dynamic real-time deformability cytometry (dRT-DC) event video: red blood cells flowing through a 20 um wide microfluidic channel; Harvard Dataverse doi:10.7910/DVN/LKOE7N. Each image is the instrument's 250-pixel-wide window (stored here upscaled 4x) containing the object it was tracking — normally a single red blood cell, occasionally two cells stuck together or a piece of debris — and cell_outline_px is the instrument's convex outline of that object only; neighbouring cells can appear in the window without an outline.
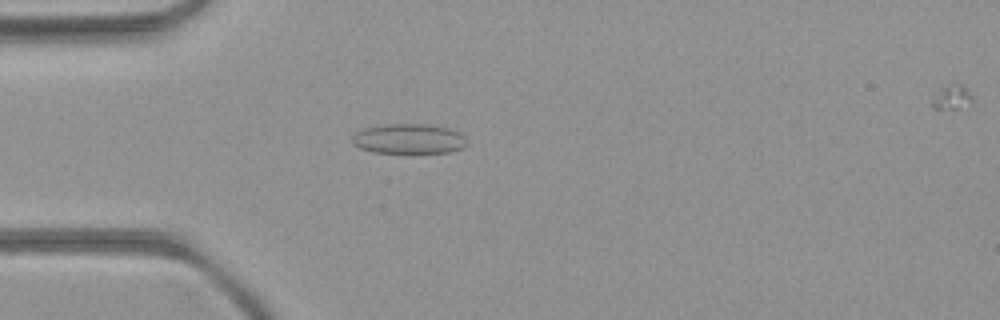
{"species": "common noctule bat (a hibernating species)", "species_latin": "Nyctalus noctula", "temperature_condition": "room temperature", "stored_images_in_passage": 52, "camera_frame_rate_fps": 3000, "um_per_image_px": 0.085, "animal": {"sex": "female", "body_mass_g": 21.9}, "frame": {"image": 1, "passage_image": 14, "time_ms": 4.333, "image_size_px": [1000, 320], "cell_outline_px": [[468, 144], [464, 148], [448, 152], [372, 152], [360, 148], [352, 144], [352, 136], [356, 132], [364, 128], [388, 124], [424, 124], [448, 128], [460, 132], [468, 140]], "centroid_in_image_um": [34.77, 11.8], "position_along_channel_um": 50.2, "area_um2": 20.0}}
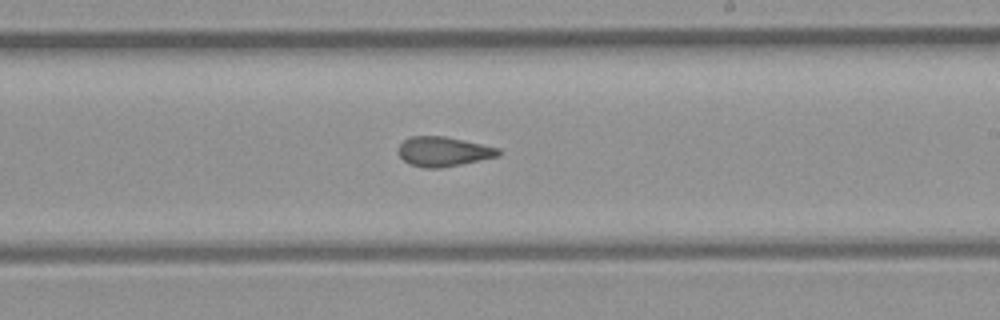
{"frame": {"image": 2, "passage_image": 30, "time_ms": 9.667, "image_size_px": [1000, 320], "cell_outline_px": [[500, 156], [440, 168], [424, 168], [408, 164], [396, 152], [400, 144], [404, 140], [412, 136], [444, 136], [500, 148]], "centroid_in_image_um": [37.66, 12.88], "position_along_channel_um": 251.3, "area_um2": 17.28}}
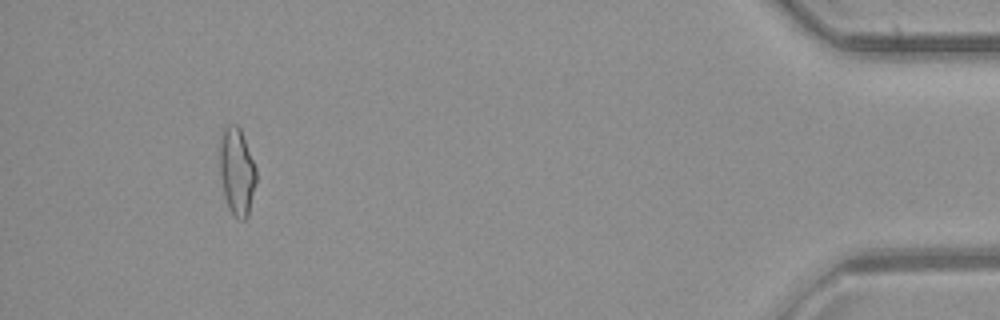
{"frame": {"image": 3, "passage_image": 48, "time_ms": 15.667, "image_size_px": [1000, 320], "cell_outline_px": [[256, 184], [248, 216], [244, 220], [240, 220], [228, 208], [224, 196], [220, 172], [220, 144], [224, 124], [236, 124], [240, 128], [256, 168]], "centroid_in_image_um": [20.14, 14.57], "position_along_channel_um": 415.1, "area_um2": 18.55}, "authors_computed_cell_mechanics": {"area_um2": 18.1492, "velocity_mm_per_s": 3.9704, "shape_relaxation_time_tau1_ms": null, "shape_relaxation_time_tau2_ms": 1.7125, "deformation_change_tau1": null, "deformation_change_tau2": 0.0863}}